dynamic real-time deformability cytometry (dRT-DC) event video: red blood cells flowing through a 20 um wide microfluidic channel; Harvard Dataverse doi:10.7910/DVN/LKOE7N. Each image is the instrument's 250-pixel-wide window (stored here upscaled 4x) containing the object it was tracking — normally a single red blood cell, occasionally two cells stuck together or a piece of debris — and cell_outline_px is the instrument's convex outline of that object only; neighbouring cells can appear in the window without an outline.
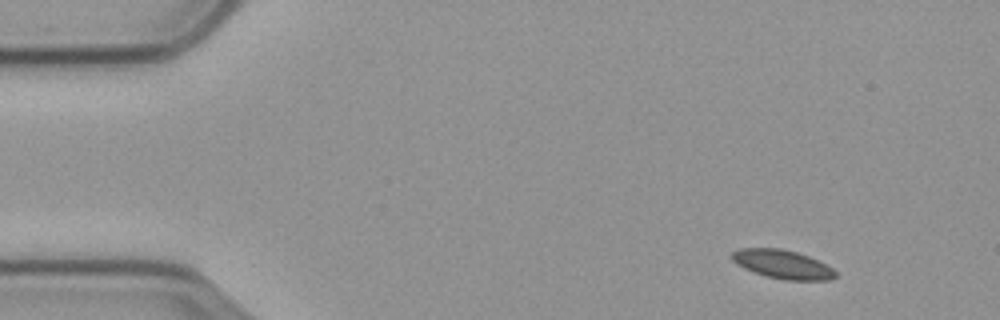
{"species": "common noctule bat (a hibernating species)", "species_latin": "Nyctalus noctula", "temperature_condition": "cold", "stored_images_in_passage": 54, "camera_frame_rate_fps": 3000, "um_per_image_px": 0.085, "animal": {"sex": "male", "body_mass_g": 23.1, "forearm_length_mm": 52.7}, "frame": {"image": 1, "passage_image": 1, "time_ms": 0.0, "image_size_px": [1000, 320], "cell_outline_px": [[836, 276], [828, 280], [784, 280], [764, 276], [752, 272], [736, 264], [728, 256], [732, 252], [740, 248], [780, 248], [796, 252], [808, 256], [832, 268], [836, 272]], "centroid_in_image_um": [66.44, 22.46], "position_along_channel_um": 18.6, "area_um2": 17.4}}
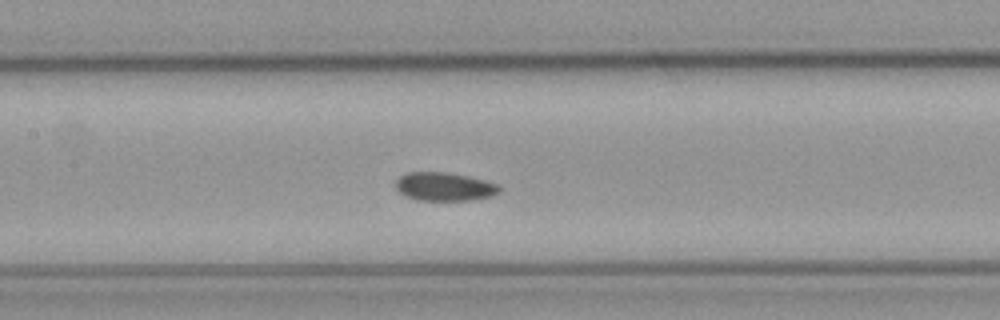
{"frame": {"image": 2, "passage_image": 22, "time_ms": 7.0, "image_size_px": [1000, 320], "cell_outline_px": [[500, 192], [492, 196], [472, 200], [416, 200], [404, 196], [396, 188], [396, 180], [400, 176], [408, 172], [448, 172], [468, 176], [484, 180], [496, 184], [500, 188]], "centroid_in_image_um": [37.76, 15.86], "position_along_channel_um": 169.6, "area_um2": 17.22}}
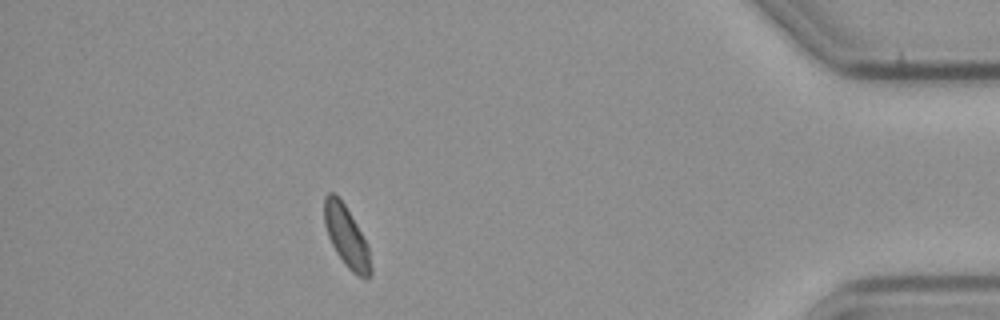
{"frame": {"image": 3, "passage_image": 47, "time_ms": 15.333, "image_size_px": [1000, 320], "cell_outline_px": [[372, 272], [368, 276], [356, 276], [344, 264], [336, 252], [328, 236], [324, 224], [324, 196], [328, 192], [332, 192], [344, 204], [368, 244], [372, 268]], "centroid_in_image_um": [29.44, 20.12], "position_along_channel_um": 405.8, "area_um2": 16.36}, "authors_computed_cell_mechanics": {"area_um2": 17.0799, "velocity_mm_per_s": 3.4855, "shape_relaxation_time_tau1_ms": null, "shape_relaxation_time_tau2_ms": 6.9249, "deformation_change_tau1": null, "deformation_change_tau2": 0.0862}}